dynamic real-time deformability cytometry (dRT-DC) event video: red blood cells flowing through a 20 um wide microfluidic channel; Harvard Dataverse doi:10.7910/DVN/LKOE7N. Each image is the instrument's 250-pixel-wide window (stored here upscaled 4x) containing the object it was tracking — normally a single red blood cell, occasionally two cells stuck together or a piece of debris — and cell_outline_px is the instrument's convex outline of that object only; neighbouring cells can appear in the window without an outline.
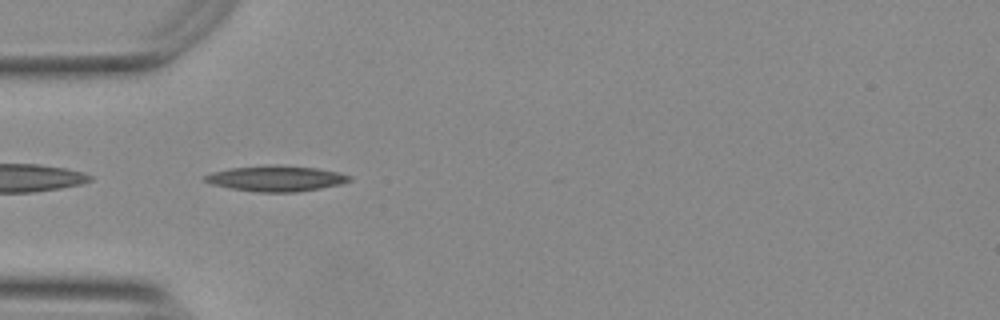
{"species": "Egyptian fruit bat (a non-hibernating species)", "species_latin": "Rousettus aegyptiacus", "temperature_condition": "warm", "stored_images_in_passage": 34, "camera_frame_rate_fps": 3000, "um_per_image_px": 0.085, "animal": {"sex": "female"}, "frame": {"image": 1, "passage_image": 1, "time_ms": 0.0, "image_size_px": [1000, 320], "cell_outline_px": [[352, 180], [340, 184], [320, 188], [296, 192], [256, 192], [228, 188], [212, 184], [204, 180], [204, 176], [212, 172], [228, 168], [316, 168], [336, 172], [352, 176]], "centroid_in_image_um": [23.45, 15.23], "position_along_channel_um": 61.5, "area_um2": 20.35}, "authors_computed_cell_mechanics": {"area_um2": 19.2763, "velocity_mm_per_s": 3.7647, "shape_relaxation_time_tau1_ms": 9.4682, "shape_relaxation_time_tau2_ms": 8.8198, "deformation_change_tau1": 0.2352, "deformation_change_tau2": 0.2219}}